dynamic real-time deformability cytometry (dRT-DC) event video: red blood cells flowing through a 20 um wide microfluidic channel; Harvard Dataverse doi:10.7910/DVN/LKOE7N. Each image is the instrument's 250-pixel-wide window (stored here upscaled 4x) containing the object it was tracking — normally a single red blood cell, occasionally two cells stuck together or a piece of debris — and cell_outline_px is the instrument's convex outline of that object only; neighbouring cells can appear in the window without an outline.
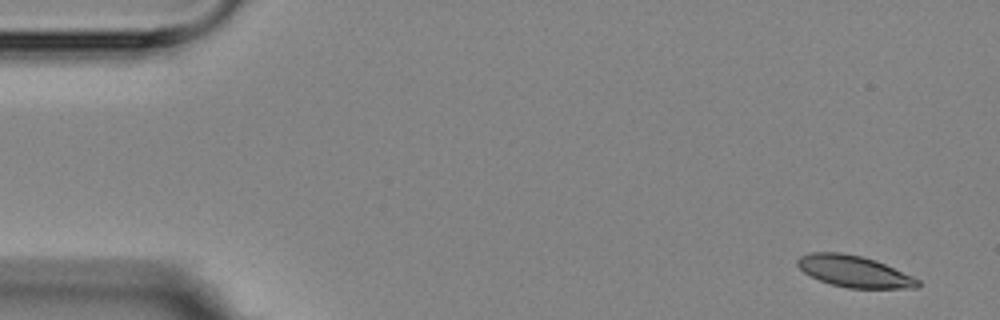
{"species": "Egyptian fruit bat (a non-hibernating species)", "species_latin": "Rousettus aegyptiacus", "temperature_condition": "room temperature", "stored_images_in_passage": 5, "camera_frame_rate_fps": 3000, "um_per_image_px": 0.085, "animal": {"sex": "female"}, "frame": {"image": 1, "passage_image": 1, "time_ms": 0.0, "image_size_px": [1000, 320], "cell_outline_px": [[920, 288], [848, 288], [832, 284], [820, 280], [804, 272], [796, 264], [796, 260], [800, 256], [812, 252], [840, 252], [860, 256], [884, 264], [912, 276], [920, 280]], "centroid_in_image_um": [72.6, 23.07], "position_along_channel_um": 12.4, "area_um2": 21.79}}
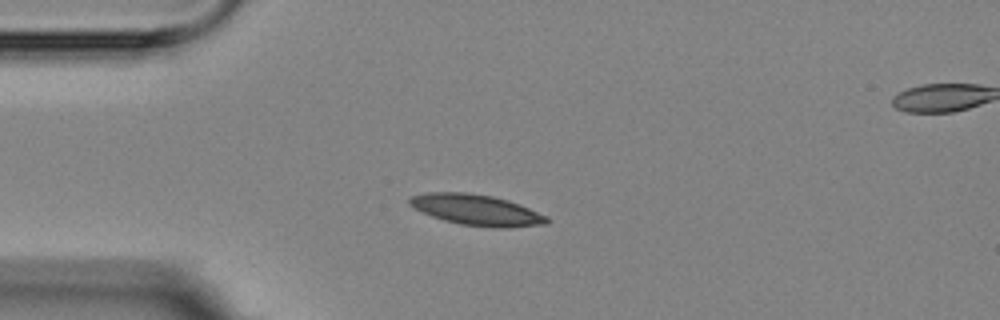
{"frame": {"image": 2, "passage_image": 4, "time_ms": 3.667, "image_size_px": [1000, 320], "cell_outline_px": [[548, 224], [508, 228], [492, 228], [460, 224], [444, 220], [432, 216], [408, 204], [408, 200], [412, 196], [428, 192], [468, 192], [492, 196], [508, 200], [520, 204], [548, 216]], "centroid_in_image_um": [40.55, 17.85], "position_along_channel_um": 44.5, "area_um2": 24.74}}